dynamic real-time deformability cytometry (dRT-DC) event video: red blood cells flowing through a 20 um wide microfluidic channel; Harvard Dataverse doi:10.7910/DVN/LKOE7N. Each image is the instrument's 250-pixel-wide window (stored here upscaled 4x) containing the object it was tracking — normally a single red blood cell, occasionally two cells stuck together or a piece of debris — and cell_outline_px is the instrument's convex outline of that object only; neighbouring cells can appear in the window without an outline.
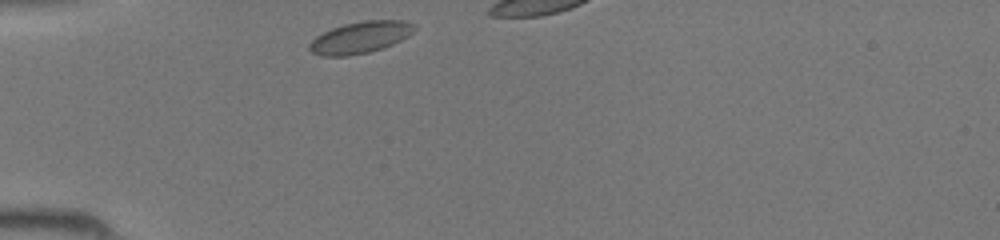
{"species": "common noctule bat (a hibernating species)", "species_latin": "Nyctalus noctula", "temperature_condition": "room temperature", "stored_images_in_passage": 8, "camera_frame_rate_fps": 3000, "um_per_image_px": 0.085, "animal": {"sex": "female", "body_mass_g": 19.5, "forearm_length_mm": 54.1}, "frame": {"image": 1, "passage_image": 1, "time_ms": 0.0, "image_size_px": [1000, 240], "cell_outline_px": [[416, 28], [408, 36], [384, 48], [368, 52], [348, 56], [324, 56], [312, 52], [308, 48], [308, 44], [316, 36], [332, 28], [344, 24], [364, 20], [404, 20], [412, 24]], "centroid_in_image_um": [30.61, 3.18], "position_along_channel_um": 54.4, "area_um2": 19.31}}
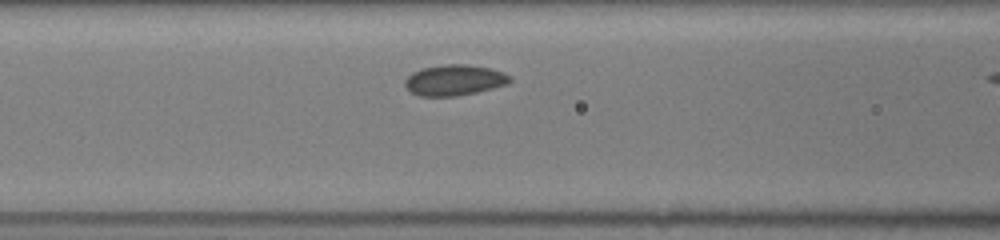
{"frame": {"image": 2, "passage_image": 7, "time_ms": 2.0, "image_size_px": [1000, 240], "cell_outline_px": [[512, 80], [508, 84], [476, 92], [456, 96], [420, 96], [412, 92], [404, 84], [404, 80], [412, 72], [420, 68], [444, 64], [468, 64], [492, 68], [504, 72], [512, 76]], "centroid_in_image_um": [38.65, 6.79], "position_along_channel_um": 128.0, "area_um2": 19.02}}